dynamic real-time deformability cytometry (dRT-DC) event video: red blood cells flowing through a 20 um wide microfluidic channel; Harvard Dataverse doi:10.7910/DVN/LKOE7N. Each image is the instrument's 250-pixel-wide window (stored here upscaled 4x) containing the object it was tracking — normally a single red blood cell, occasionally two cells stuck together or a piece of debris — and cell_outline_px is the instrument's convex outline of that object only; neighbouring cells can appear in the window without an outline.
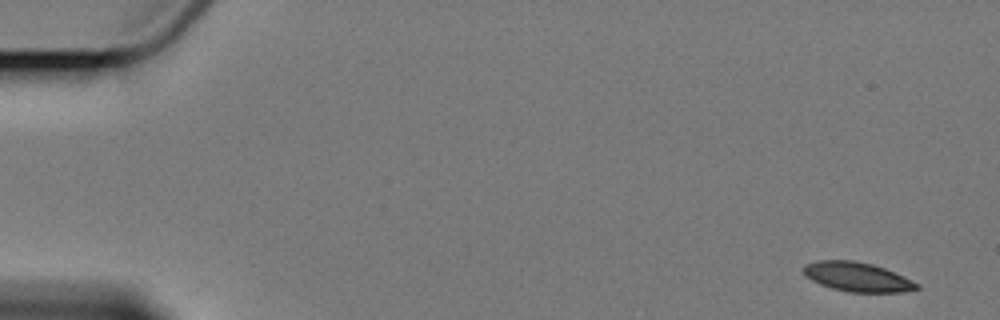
{"species": "Egyptian fruit bat (a non-hibernating species)", "species_latin": "Rousettus aegyptiacus", "temperature_condition": "cold", "stored_images_in_passage": 15, "camera_frame_rate_fps": 3000, "um_per_image_px": 0.085, "animal": {"sex": "female"}, "frame": {"image": 1, "passage_image": 1, "time_ms": 0.0, "image_size_px": [1000, 320], "cell_outline_px": [[920, 288], [904, 292], [848, 292], [832, 288], [820, 284], [804, 276], [804, 264], [816, 260], [852, 260], [872, 264], [884, 268], [920, 284]], "centroid_in_image_um": [72.85, 23.53], "position_along_channel_um": 12.2, "area_um2": 19.31}}
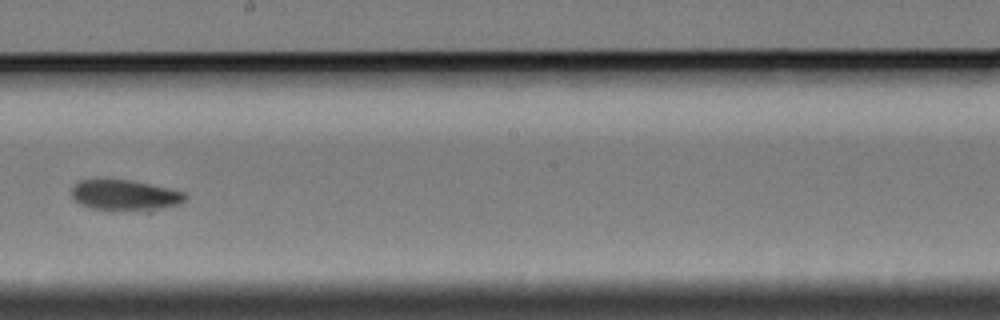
{"frame": {"image": 2, "passage_image": 9, "time_ms": 10.667, "image_size_px": [1000, 320], "cell_outline_px": [[188, 196], [180, 204], [152, 212], [144, 212], [92, 208], [80, 204], [72, 196], [72, 188], [80, 180], [132, 180], [168, 188], [184, 192]], "centroid_in_image_um": [10.7, 16.62], "position_along_channel_um": 237.5, "area_um2": 20.52}}
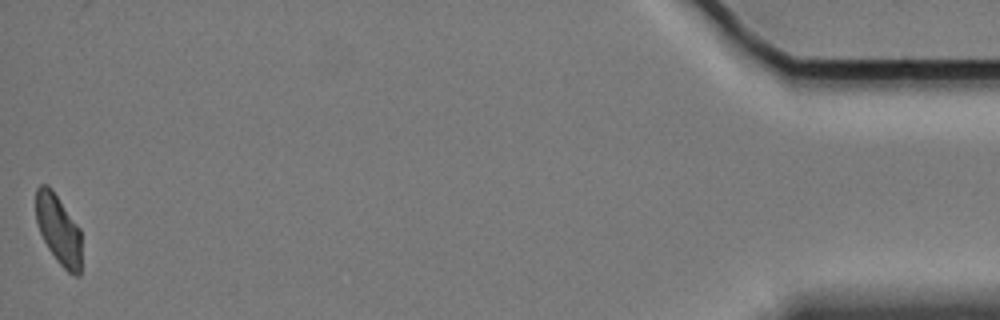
{"frame": {"image": 3, "passage_image": 15, "time_ms": 19.0, "image_size_px": [1000, 320], "cell_outline_px": [[80, 276], [72, 276], [56, 260], [48, 248], [40, 232], [36, 220], [36, 188], [40, 184], [44, 184], [52, 188], [80, 228]], "centroid_in_image_um": [4.97, 19.5], "position_along_channel_um": 430.2, "area_um2": 18.5}, "authors_computed_cell_mechanics": {"area_um2": 20.23, "velocity_mm_per_s": 3.3639, "shape_relaxation_time_tau1_ms": 3.9455, "shape_relaxation_time_tau2_ms": null, "deformation_change_tau1": 0.0878, "deformation_change_tau2": null}}